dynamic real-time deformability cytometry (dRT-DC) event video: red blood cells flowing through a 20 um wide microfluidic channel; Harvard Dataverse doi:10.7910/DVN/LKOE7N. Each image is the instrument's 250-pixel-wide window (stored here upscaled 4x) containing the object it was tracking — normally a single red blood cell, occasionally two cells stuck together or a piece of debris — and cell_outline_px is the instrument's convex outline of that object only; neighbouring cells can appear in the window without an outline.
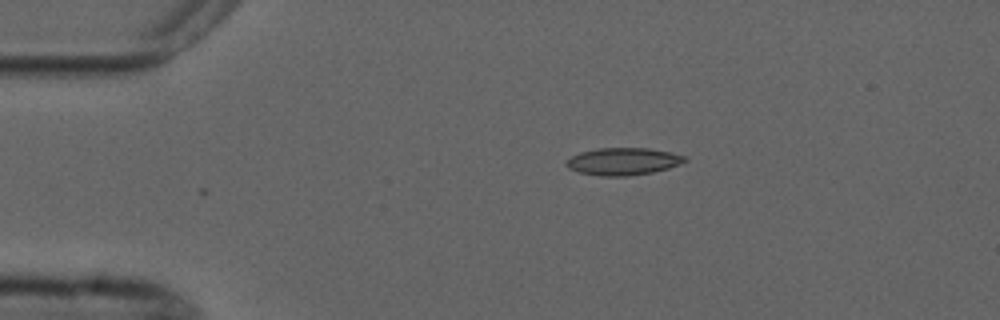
{"species": "common noctule bat (a hibernating species)", "species_latin": "Nyctalus noctula", "temperature_condition": "cold", "stored_images_in_passage": 3, "camera_frame_rate_fps": 3000, "um_per_image_px": 0.085, "animal": {"sex": "male", "forearm_length_mm": 52.5}, "frame": {"image": 1, "passage_image": 3, "time_ms": 3.0, "image_size_px": [1000, 320], "cell_outline_px": [[688, 160], [680, 164], [668, 168], [652, 172], [624, 176], [600, 176], [580, 172], [568, 168], [564, 164], [572, 156], [580, 152], [596, 148], [648, 148], [672, 152], [684, 156]], "centroid_in_image_um": [52.96, 13.71], "position_along_channel_um": 32.0, "area_um2": 18.79}}